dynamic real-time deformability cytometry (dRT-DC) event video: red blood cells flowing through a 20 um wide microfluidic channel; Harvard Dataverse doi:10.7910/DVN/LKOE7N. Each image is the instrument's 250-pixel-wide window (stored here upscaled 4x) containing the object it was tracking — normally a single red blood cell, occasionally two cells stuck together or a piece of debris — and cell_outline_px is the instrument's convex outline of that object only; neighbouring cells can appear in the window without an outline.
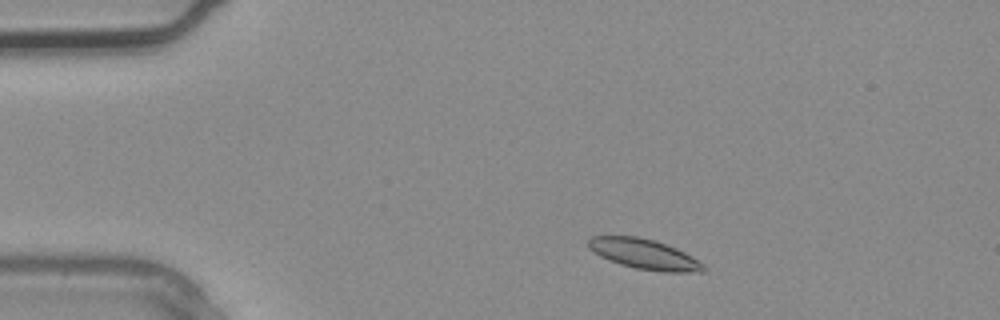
{"species": "common noctule bat (a hibernating species)", "species_latin": "Nyctalus noctula", "temperature_condition": "warm", "stored_images_in_passage": 3, "camera_frame_rate_fps": 3000, "um_per_image_px": 0.085, "animal": {"sex": "male", "body_mass_g": 20.4}, "frame": {"image": 1, "passage_image": 1, "time_ms": 0.0, "image_size_px": [1000, 320], "cell_outline_px": [[708, 268], [704, 272], [664, 272], [636, 268], [620, 264], [600, 256], [588, 248], [588, 240], [592, 236], [636, 236], [652, 240], [676, 248], [692, 256], [704, 264]], "centroid_in_image_um": [54.78, 21.61], "position_along_channel_um": 30.2, "area_um2": 20.11}}